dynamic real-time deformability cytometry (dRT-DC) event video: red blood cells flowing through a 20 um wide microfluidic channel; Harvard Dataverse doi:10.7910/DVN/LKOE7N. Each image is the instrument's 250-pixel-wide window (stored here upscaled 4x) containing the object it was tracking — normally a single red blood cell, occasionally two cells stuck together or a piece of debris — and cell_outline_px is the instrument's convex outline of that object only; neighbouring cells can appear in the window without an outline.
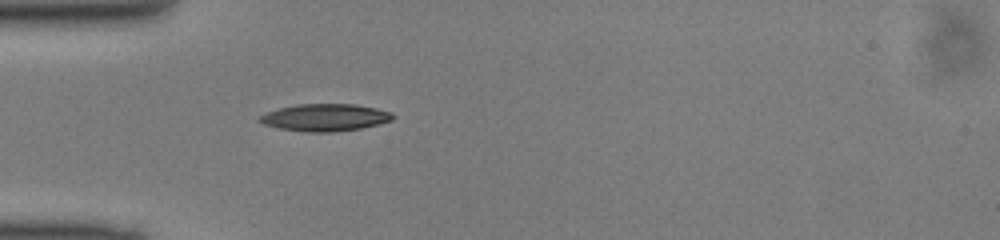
{"species": "common noctule bat (a hibernating species)", "species_latin": "Nyctalus noctula", "temperature_condition": "cold", "stored_images_in_passage": 30, "camera_frame_rate_fps": 3000, "um_per_image_px": 0.085, "animal": {"sex": "male", "body_mass_g": 13.0, "forearm_length_mm": 53.1}, "frame": {"image": 1, "passage_image": 1, "time_ms": 0.0, "image_size_px": [1000, 240], "cell_outline_px": [[396, 116], [392, 120], [360, 128], [332, 132], [304, 132], [280, 128], [264, 124], [256, 120], [260, 116], [268, 112], [280, 108], [296, 104], [356, 104], [376, 108], [392, 112]], "centroid_in_image_um": [27.64, 9.98], "position_along_channel_um": 57.4, "area_um2": 21.04}}
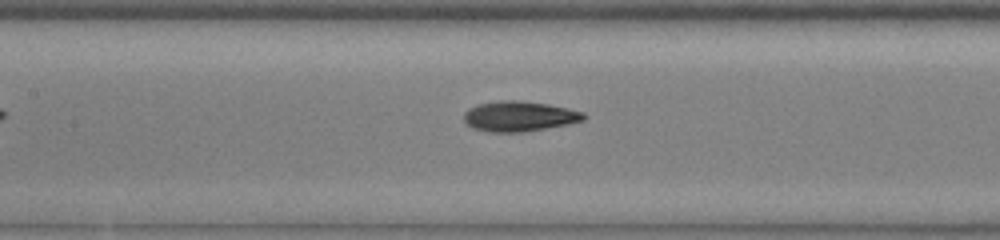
{"frame": {"image": 2, "passage_image": 9, "time_ms": 2.667, "image_size_px": [1000, 240], "cell_outline_px": [[588, 116], [584, 120], [568, 124], [524, 132], [488, 132], [472, 128], [464, 120], [464, 112], [468, 108], [476, 104], [500, 100], [520, 100], [548, 104], [568, 108], [584, 112]], "centroid_in_image_um": [44.13, 9.88], "position_along_channel_um": 163.3, "area_um2": 21.33}}
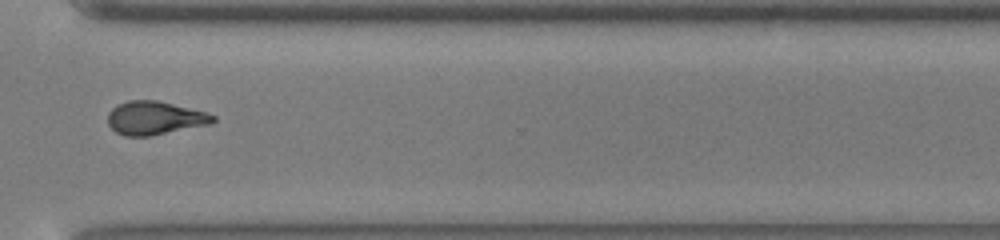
{"frame": {"image": 3, "passage_image": 23, "time_ms": 7.333, "image_size_px": [1000, 240], "cell_outline_px": [[216, 120], [212, 124], [152, 136], [124, 136], [116, 132], [108, 124], [108, 112], [116, 104], [128, 100], [156, 100], [204, 112], [216, 116]], "centroid_in_image_um": [13.14, 10.04], "position_along_channel_um": 357.5, "area_um2": 20.58}}